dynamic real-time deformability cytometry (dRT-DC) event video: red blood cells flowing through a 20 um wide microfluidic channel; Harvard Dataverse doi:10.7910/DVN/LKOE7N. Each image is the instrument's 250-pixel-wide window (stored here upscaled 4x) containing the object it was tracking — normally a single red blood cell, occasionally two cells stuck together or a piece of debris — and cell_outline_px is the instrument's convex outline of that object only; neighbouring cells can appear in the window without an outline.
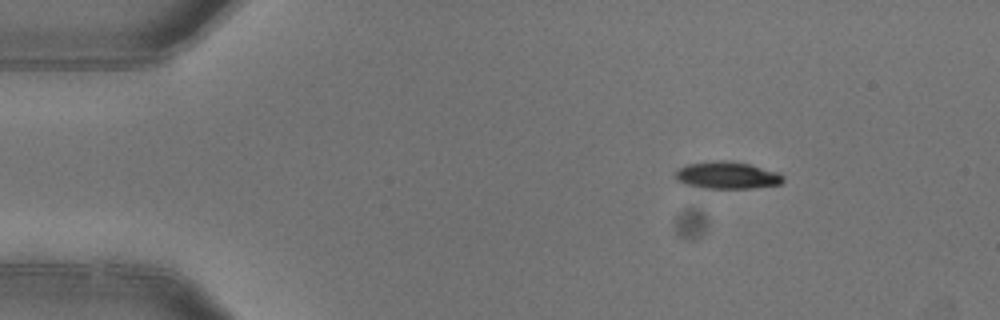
{"species": "common noctule bat (a hibernating species)", "species_latin": "Nyctalus noctula", "temperature_condition": "warm", "stored_images_in_passage": 5, "segment_of_instrument_passage": [2, 2], "camera_frame_rate_fps": 3000, "um_per_image_px": 0.085, "animal": {"sex": "female"}, "frame": {"image": 1, "passage_image": 5, "time_ms": 1.333, "image_size_px": [1000, 320], "cell_outline_px": [[784, 180], [780, 184], [752, 188], [704, 188], [684, 184], [676, 180], [676, 172], [680, 168], [688, 164], [716, 160], [732, 160], [780, 172], [784, 176]], "centroid_in_image_um": [61.83, 14.89], "position_along_channel_um": 23.2, "area_um2": 17.11}}